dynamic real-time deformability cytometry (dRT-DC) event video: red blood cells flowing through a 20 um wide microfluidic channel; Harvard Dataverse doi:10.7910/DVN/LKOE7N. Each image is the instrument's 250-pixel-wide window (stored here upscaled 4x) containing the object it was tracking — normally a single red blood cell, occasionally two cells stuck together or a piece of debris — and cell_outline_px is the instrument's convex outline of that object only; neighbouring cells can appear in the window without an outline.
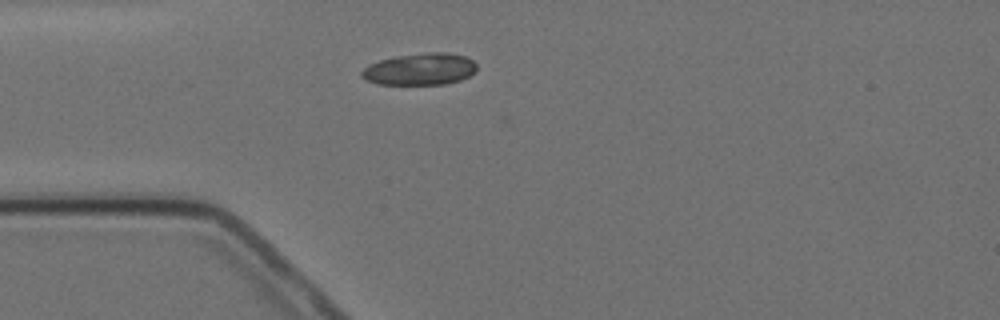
{"species": "Egyptian fruit bat (a non-hibernating species)", "species_latin": "Rousettus aegyptiacus", "temperature_condition": "cold", "stored_images_in_passage": 3, "camera_frame_rate_fps": 3000, "um_per_image_px": 0.085, "animal": {"sex": "female"}, "frame": {"image": 1, "passage_image": 2, "time_ms": 1.333, "image_size_px": [1000, 320], "cell_outline_px": [[476, 72], [460, 80], [444, 84], [376, 84], [364, 80], [360, 76], [360, 72], [364, 68], [380, 60], [396, 56], [428, 52], [448, 52], [464, 56], [472, 60], [476, 64]], "centroid_in_image_um": [35.69, 5.88], "position_along_channel_um": 49.3, "area_um2": 21.39}}